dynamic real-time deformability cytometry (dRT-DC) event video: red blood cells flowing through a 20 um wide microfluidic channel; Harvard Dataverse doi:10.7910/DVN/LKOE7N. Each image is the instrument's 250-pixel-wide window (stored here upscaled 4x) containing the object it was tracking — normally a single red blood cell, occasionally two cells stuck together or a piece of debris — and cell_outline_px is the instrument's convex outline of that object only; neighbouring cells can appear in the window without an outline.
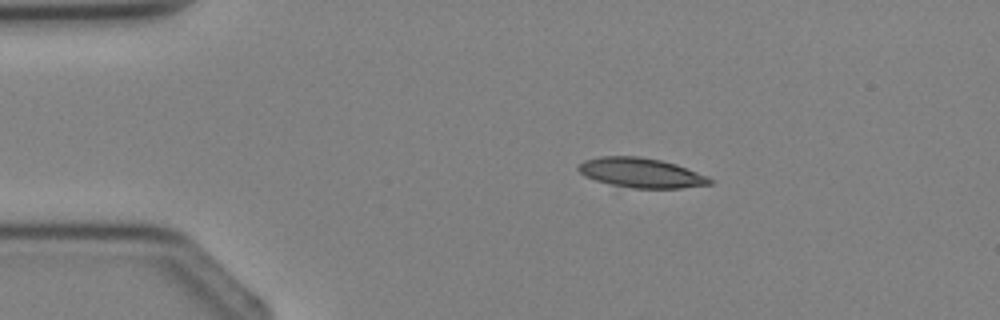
{"species": "Egyptian fruit bat (a non-hibernating species)", "species_latin": "Rousettus aegyptiacus", "temperature_condition": "cold", "stored_images_in_passage": 2, "camera_frame_rate_fps": 3000, "um_per_image_px": 0.085, "animal": {"sex": "female"}, "frame": {"image": 1, "passage_image": 1, "time_ms": 0.0, "image_size_px": [1000, 320], "cell_outline_px": [[712, 184], [680, 188], [632, 188], [612, 184], [596, 180], [584, 176], [576, 168], [584, 160], [600, 156], [640, 156], [660, 160], [676, 164], [708, 176], [712, 180]], "centroid_in_image_um": [54.49, 14.68], "position_along_channel_um": 30.5, "area_um2": 22.66}}